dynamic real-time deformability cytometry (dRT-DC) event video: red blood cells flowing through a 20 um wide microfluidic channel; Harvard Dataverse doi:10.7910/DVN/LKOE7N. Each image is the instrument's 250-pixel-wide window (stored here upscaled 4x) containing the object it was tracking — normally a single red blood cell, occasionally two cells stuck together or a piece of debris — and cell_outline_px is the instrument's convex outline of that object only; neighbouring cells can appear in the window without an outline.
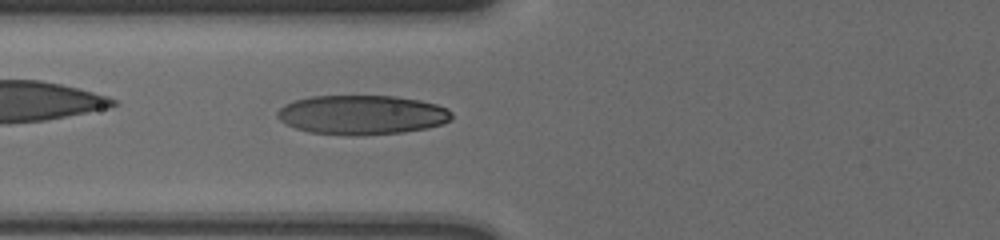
{"species": "human", "species_latin": "Homo sapiens", "temperature_condition": "cold", "stored_images_in_passage": 38, "camera_frame_rate_fps": 3000, "um_per_image_px": 0.085, "donor": {"sex": "male"}, "frame": {"image": 1, "passage_image": 5, "time_ms": 1.333, "image_size_px": [1000, 240], "cell_outline_px": [[452, 120], [444, 124], [428, 128], [404, 132], [356, 136], [348, 136], [308, 132], [296, 128], [280, 120], [276, 116], [276, 112], [284, 104], [296, 100], [312, 96], [396, 96], [420, 100], [436, 104], [448, 108], [452, 112]], "centroid_in_image_um": [30.8, 9.77], "position_along_channel_um": 95.0, "area_um2": 40.4}}
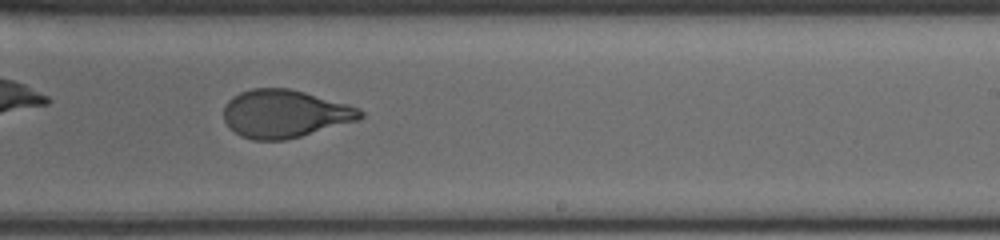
{"frame": {"image": 2, "passage_image": 19, "time_ms": 6.0, "image_size_px": [1000, 240], "cell_outline_px": [[364, 116], [360, 120], [300, 136], [284, 140], [252, 140], [240, 136], [228, 128], [224, 120], [224, 108], [228, 100], [232, 96], [240, 92], [252, 88], [288, 88], [304, 92], [348, 104], [360, 108], [364, 112]], "centroid_in_image_um": [24.2, 9.67], "position_along_channel_um": 264.8, "area_um2": 38.32}}
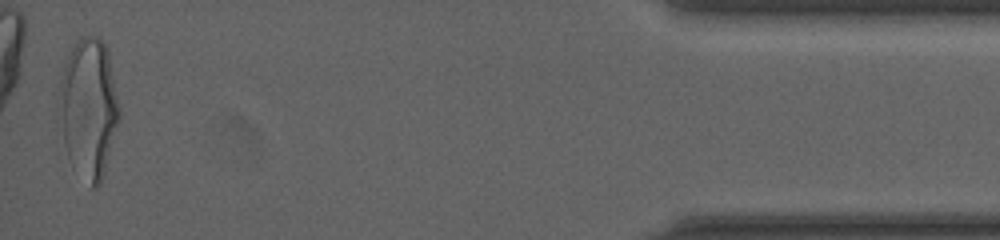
{"frame": {"image": 3, "passage_image": 38, "time_ms": 12.333, "image_size_px": [1000, 240], "cell_outline_px": [[120, 120], [104, 172], [100, 184], [96, 188], [92, 188], [68, 156], [56, 120], [60, 84], [64, 64], [76, 40], [84, 36], [100, 36], [108, 52], [120, 108]], "centroid_in_image_um": [7.52, 9.16], "position_along_channel_um": 427.7, "area_um2": 49.19}, "authors_computed_cell_mechanics": {"area_um2": 38.9283, "velocity_mm_per_s": 3.6184, "shape_relaxation_time_tau1_ms": 4.1684, "shape_relaxation_time_tau2_ms": 0.673, "deformation_change_tau1": 0.176, "deformation_change_tau2": 0.0609}}